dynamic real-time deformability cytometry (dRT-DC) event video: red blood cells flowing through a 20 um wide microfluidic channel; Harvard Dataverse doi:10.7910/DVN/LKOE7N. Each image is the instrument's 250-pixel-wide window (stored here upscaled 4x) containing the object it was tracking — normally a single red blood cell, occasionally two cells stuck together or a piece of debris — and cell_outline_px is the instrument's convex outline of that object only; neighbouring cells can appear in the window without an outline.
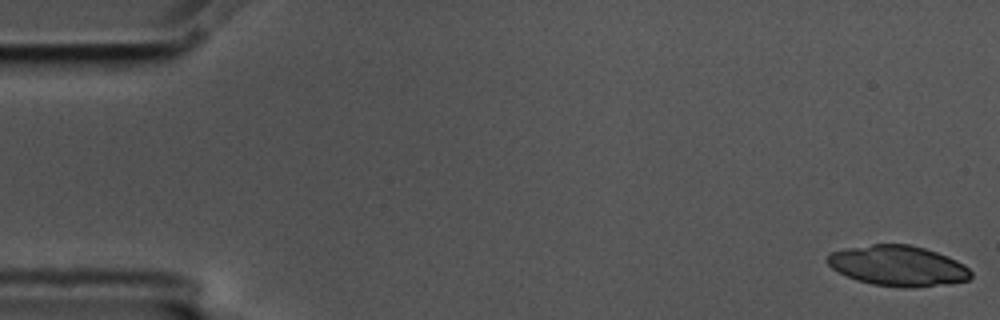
{"species": "common noctule bat (a hibernating species)", "species_latin": "Nyctalus noctula", "temperature_condition": "cold", "stored_images_in_passage": 20, "camera_frame_rate_fps": 3000, "um_per_image_px": 0.085, "animal": {"sex": "male", "body_mass_g": 17.5, "forearm_length_mm": 52.3}, "frame": {"image": 1, "passage_image": 1, "time_ms": 0.0, "image_size_px": [1000, 320], "cell_outline_px": [[972, 276], [968, 280], [936, 284], [872, 284], [856, 280], [832, 268], [828, 264], [828, 252], [844, 248], [872, 244], [908, 244], [924, 248], [948, 256], [964, 264], [972, 272]], "centroid_in_image_um": [76.28, 22.52], "position_along_channel_um": 8.7, "area_um2": 32.54}}